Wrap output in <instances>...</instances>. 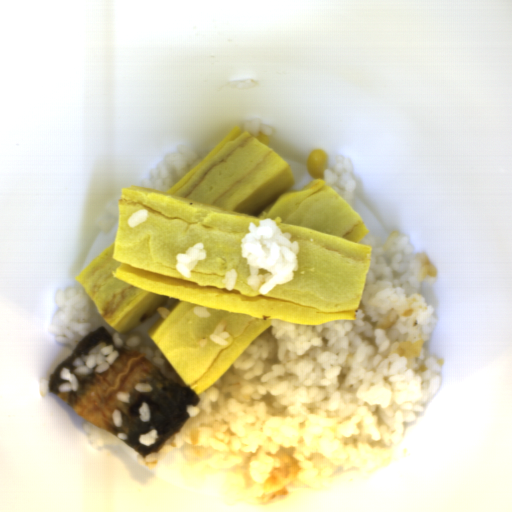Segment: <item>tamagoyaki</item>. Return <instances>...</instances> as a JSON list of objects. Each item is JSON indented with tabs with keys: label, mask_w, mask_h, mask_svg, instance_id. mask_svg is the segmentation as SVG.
<instances>
[{
	"label": "tamagoyaki",
	"mask_w": 512,
	"mask_h": 512,
	"mask_svg": "<svg viewBox=\"0 0 512 512\" xmlns=\"http://www.w3.org/2000/svg\"><path fill=\"white\" fill-rule=\"evenodd\" d=\"M167 191L143 186L119 193L113 241L76 277L98 315L117 333L128 335L158 307L160 318L147 335L185 386L198 396L209 389L267 328L272 319L318 325L356 320L370 271L371 232L324 178L300 190L290 164L238 124ZM147 209V220L127 219ZM267 218L277 221L290 242L300 243L294 279L266 295L246 283L249 265L240 243ZM202 242L207 259L188 279L176 255ZM238 277L228 291L226 271ZM194 306L210 317H195ZM225 319L228 345L209 337Z\"/></svg>",
	"instance_id": "1"
}]
</instances>
